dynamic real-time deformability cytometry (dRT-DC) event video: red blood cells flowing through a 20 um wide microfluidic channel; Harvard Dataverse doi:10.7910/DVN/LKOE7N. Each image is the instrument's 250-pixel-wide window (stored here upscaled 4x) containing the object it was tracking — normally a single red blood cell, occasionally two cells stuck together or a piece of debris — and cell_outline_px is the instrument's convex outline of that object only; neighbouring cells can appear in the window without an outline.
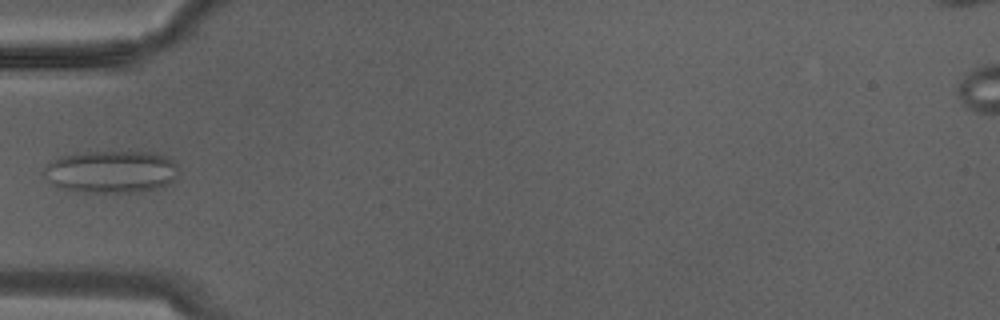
{"species": "Egyptian fruit bat (a non-hibernating species)", "species_latin": "Rousettus aegyptiacus", "temperature_condition": "warm", "stored_images_in_passage": 8, "camera_frame_rate_fps": 3000, "um_per_image_px": 0.085, "animal": {"sex": "male"}, "frame": {"image": 1, "passage_image": 7, "time_ms": 2.0, "image_size_px": [1000, 320], "cell_outline_px": [[176, 176], [168, 184], [156, 188], [140, 192], [72, 192], [52, 184], [44, 176], [44, 168], [52, 160], [60, 156], [84, 152], [148, 152], [164, 156], [172, 160], [176, 164]], "centroid_in_image_um": [9.4, 14.6], "position_along_channel_um": 75.6, "area_um2": 33.18}}